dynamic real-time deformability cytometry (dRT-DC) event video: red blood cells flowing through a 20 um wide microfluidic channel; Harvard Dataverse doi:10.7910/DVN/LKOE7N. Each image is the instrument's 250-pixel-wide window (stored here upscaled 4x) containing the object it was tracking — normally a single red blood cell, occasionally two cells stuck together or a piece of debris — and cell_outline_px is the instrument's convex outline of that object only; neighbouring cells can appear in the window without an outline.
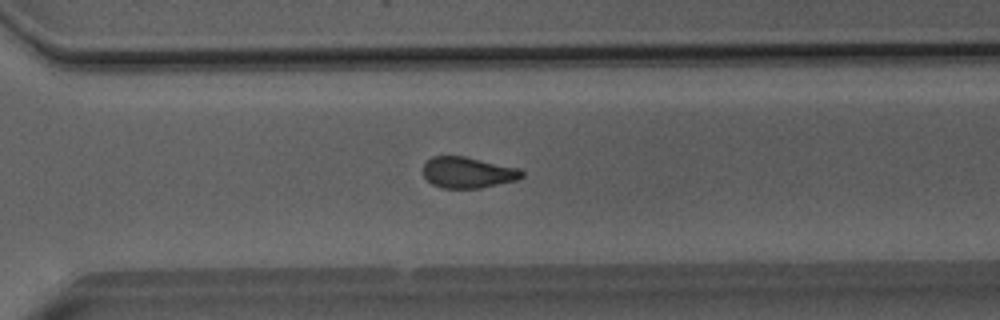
{"species": "Egyptian fruit bat (a non-hibernating species)", "species_latin": "Rousettus aegyptiacus", "temperature_condition": "room temperature", "stored_images_in_passage": 38, "camera_frame_rate_fps": 3000, "um_per_image_px": 0.085, "animal": {"sex": "male"}, "frame": {"image": 1, "passage_image": 24, "time_ms": 7.667, "image_size_px": [1000, 320], "cell_outline_px": [[524, 176], [516, 180], [480, 188], [440, 188], [432, 184], [424, 176], [424, 164], [432, 156], [464, 156], [516, 168], [524, 172]], "centroid_in_image_um": [39.74, 14.67], "position_along_channel_um": 330.9, "area_um2": 17.63}}
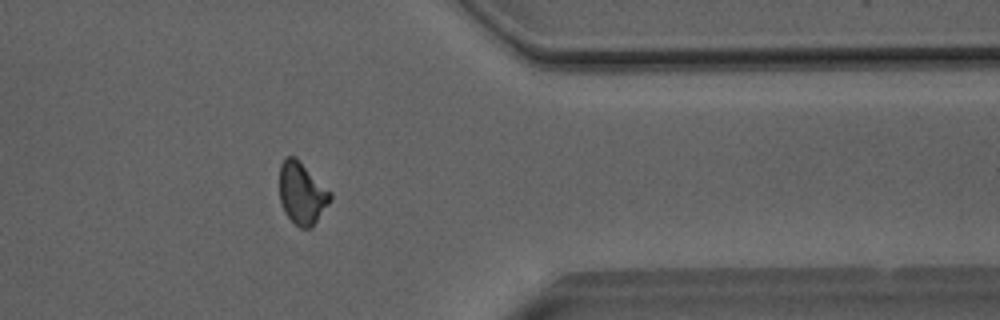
{"frame": {"image": 2, "passage_image": 29, "time_ms": 9.333, "image_size_px": [1000, 320], "cell_outline_px": [[332, 200], [312, 228], [300, 228], [284, 212], [280, 200], [280, 164], [284, 156], [296, 156], [332, 192]], "centroid_in_image_um": [25.69, 16.4], "position_along_channel_um": 385.7, "area_um2": 18.67}}
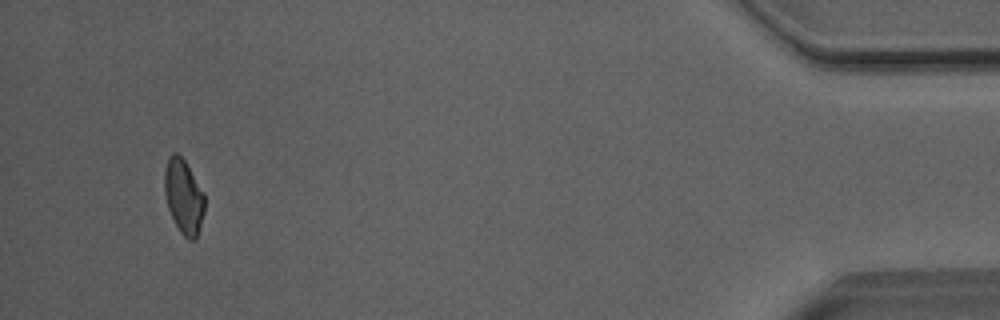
{"frame": {"image": 3, "passage_image": 36, "time_ms": 11.667, "image_size_px": [1000, 320], "cell_outline_px": [[204, 212], [200, 228], [196, 240], [188, 240], [180, 232], [168, 208], [164, 192], [164, 168], [168, 156], [172, 152], [176, 152], [184, 160], [204, 192]], "centroid_in_image_um": [15.6, 16.7], "position_along_channel_um": 419.6, "area_um2": 17.51}, "authors_computed_cell_mechanics": {"area_um2": 18.4093, "velocity_mm_per_s": 4.0868, "shape_relaxation_time_tau1_ms": null, "shape_relaxation_time_tau2_ms": 2.0506, "deformation_change_tau1": null, "deformation_change_tau2": 0.0879}}